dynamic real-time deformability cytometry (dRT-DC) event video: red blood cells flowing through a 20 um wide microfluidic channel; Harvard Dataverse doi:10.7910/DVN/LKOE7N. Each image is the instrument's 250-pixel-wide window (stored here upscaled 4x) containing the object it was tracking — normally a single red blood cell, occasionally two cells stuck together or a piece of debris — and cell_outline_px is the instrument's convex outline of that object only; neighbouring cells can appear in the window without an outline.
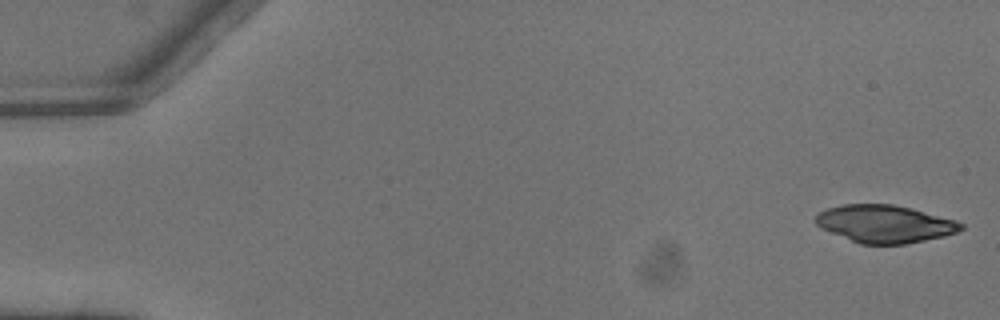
{"species": "common noctule bat (a hibernating species)", "species_latin": "Nyctalus noctula", "temperature_condition": "warm", "stored_images_in_passage": 5, "camera_frame_rate_fps": 3000, "um_per_image_px": 0.085, "animal": {"sex": "male", "body_mass_g": 13.3}, "frame": {"image": 1, "passage_image": 1, "time_ms": 0.0, "image_size_px": [1000, 320], "cell_outline_px": [[964, 228], [960, 232], [944, 236], [904, 244], [860, 244], [820, 228], [816, 224], [816, 216], [820, 212], [828, 208], [844, 204], [892, 204], [912, 208], [956, 220], [964, 224]], "centroid_in_image_um": [75.24, 19.03], "position_along_channel_um": 9.8, "area_um2": 31.85}}
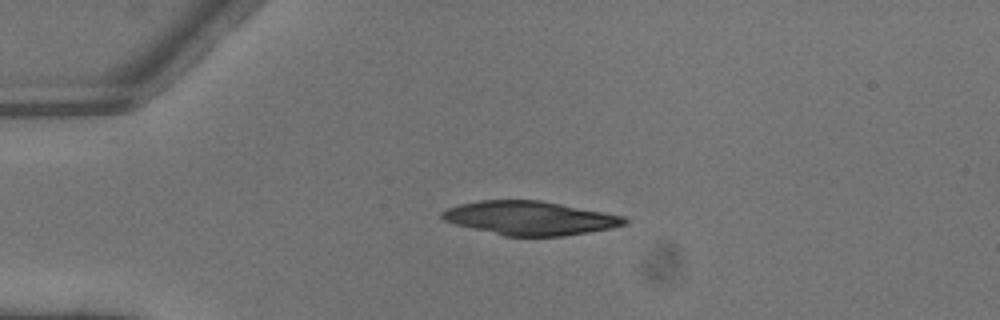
{"frame": {"image": 2, "passage_image": 4, "time_ms": 1.0, "image_size_px": [1000, 320], "cell_outline_px": [[628, 224], [612, 228], [564, 236], [504, 236], [456, 224], [444, 220], [440, 216], [440, 212], [448, 208], [460, 204], [480, 200], [540, 200], [604, 212], [624, 216], [628, 220]], "centroid_in_image_um": [45.06, 18.54], "position_along_channel_um": 39.9, "area_um2": 35.84}}